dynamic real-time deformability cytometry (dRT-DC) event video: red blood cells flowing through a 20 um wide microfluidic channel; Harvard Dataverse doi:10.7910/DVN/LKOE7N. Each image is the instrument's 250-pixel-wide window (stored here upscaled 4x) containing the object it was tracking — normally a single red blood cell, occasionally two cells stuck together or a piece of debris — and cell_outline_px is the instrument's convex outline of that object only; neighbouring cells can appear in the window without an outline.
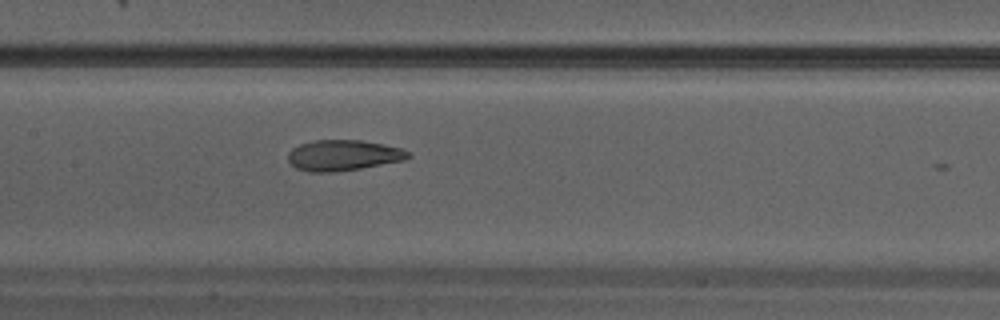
{"species": "Egyptian fruit bat (a non-hibernating species)", "species_latin": "Rousettus aegyptiacus", "temperature_condition": "warm", "stored_images_in_passage": 10, "camera_frame_rate_fps": 3000, "um_per_image_px": 0.085, "animal": {"sex": "male"}, "frame": {"image": 1, "passage_image": 9, "time_ms": 2.667, "image_size_px": [1000, 320], "cell_outline_px": [[412, 156], [404, 160], [360, 168], [336, 172], [308, 172], [296, 168], [288, 160], [288, 152], [292, 148], [300, 144], [316, 140], [360, 140], [384, 144], [400, 148], [408, 152]], "centroid_in_image_um": [29.15, 13.2], "position_along_channel_um": 178.2, "area_um2": 21.44}}